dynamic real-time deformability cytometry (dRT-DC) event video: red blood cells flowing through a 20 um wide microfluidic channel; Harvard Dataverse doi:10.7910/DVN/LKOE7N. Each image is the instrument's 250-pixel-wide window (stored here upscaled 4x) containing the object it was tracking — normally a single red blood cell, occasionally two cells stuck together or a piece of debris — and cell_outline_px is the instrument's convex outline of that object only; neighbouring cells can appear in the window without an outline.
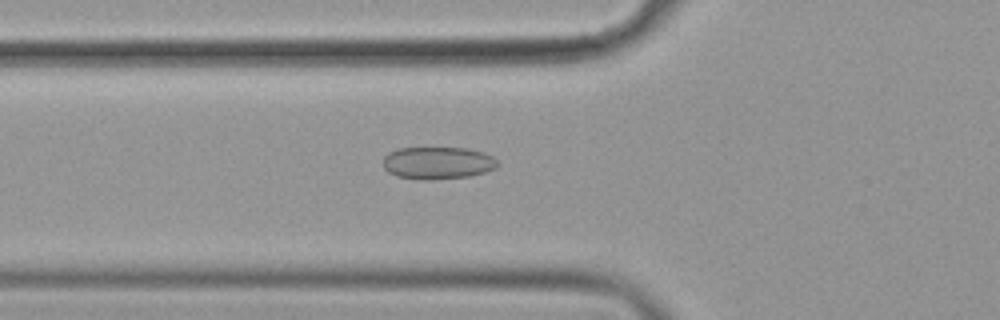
{"species": "common noctule bat (a hibernating species)", "species_latin": "Nyctalus noctula", "temperature_condition": "cold", "stored_images_in_passage": 57, "camera_frame_rate_fps": 3000, "um_per_image_px": 0.085, "animal": {"sex": "female", "body_mass_g": 19.9}, "frame": {"image": 1, "passage_image": 21, "time_ms": 6.667, "image_size_px": [1000, 320], "cell_outline_px": [[500, 164], [496, 168], [484, 172], [468, 176], [432, 180], [424, 180], [396, 176], [388, 172], [384, 168], [384, 156], [388, 152], [396, 148], [468, 148], [484, 152], [492, 156]], "centroid_in_image_um": [37.2, 13.84], "position_along_channel_um": 88.6, "area_um2": 21.73}}
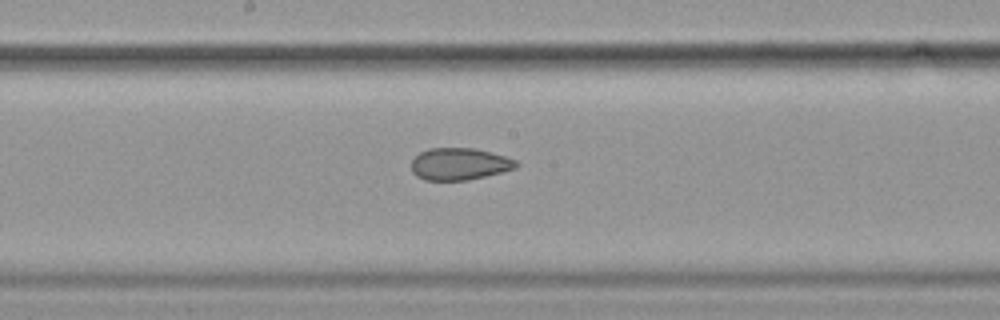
{"frame": {"image": 2, "passage_image": 31, "time_ms": 10.0, "image_size_px": [1000, 320], "cell_outline_px": [[520, 164], [516, 168], [468, 180], [424, 180], [416, 176], [412, 172], [412, 160], [420, 152], [428, 148], [476, 148], [492, 152], [516, 160]], "centroid_in_image_um": [39.05, 13.93], "position_along_channel_um": 209.2, "area_um2": 19.59}}
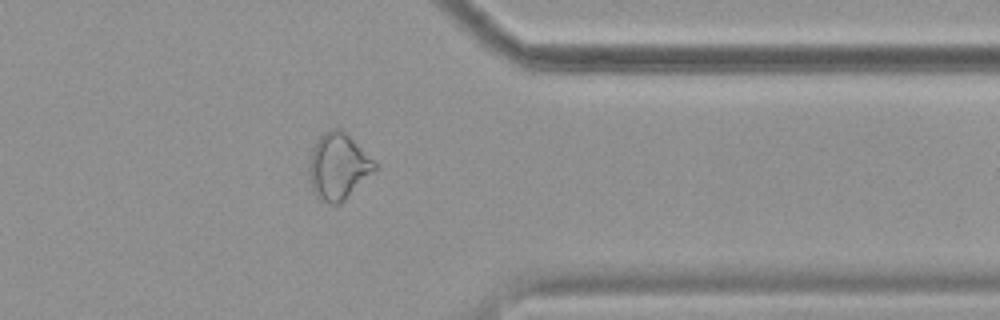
{"frame": {"image": 3, "passage_image": 46, "time_ms": 15.0, "image_size_px": [1000, 320], "cell_outline_px": [[376, 168], [340, 204], [328, 204], [320, 200], [312, 192], [308, 168], [308, 160], [312, 148], [316, 140], [324, 132], [332, 128], [340, 128], [376, 160]], "centroid_in_image_um": [28.71, 14.13], "position_along_channel_um": 382.7, "area_um2": 25.43}, "authors_computed_cell_mechanics": {"area_um2": 23.698, "velocity_mm_per_s": 3.6067, "shape_relaxation_time_tau1_ms": null, "shape_relaxation_time_tau2_ms": 2.1605, "deformation_change_tau1": null, "deformation_change_tau2": 0.0789}}